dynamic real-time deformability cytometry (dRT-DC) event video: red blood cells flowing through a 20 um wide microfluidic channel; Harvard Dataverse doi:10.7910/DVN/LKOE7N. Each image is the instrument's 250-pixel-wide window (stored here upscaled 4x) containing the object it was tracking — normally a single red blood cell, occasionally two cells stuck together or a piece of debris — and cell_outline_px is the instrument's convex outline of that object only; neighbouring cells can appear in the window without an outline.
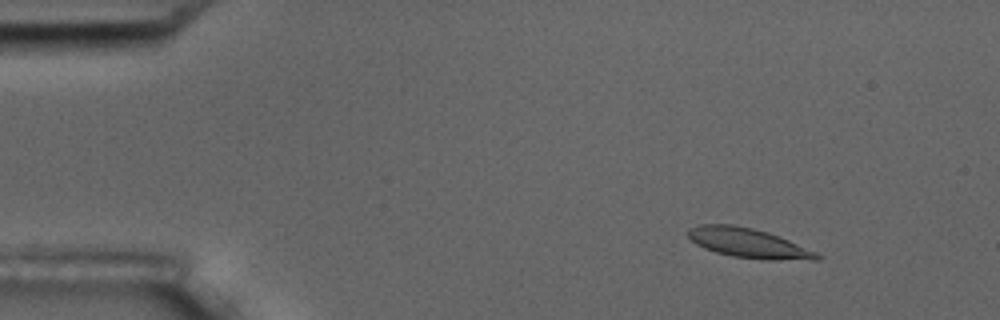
{"species": "common noctule bat (a hibernating species)", "species_latin": "Nyctalus noctula", "temperature_condition": "room temperature", "stored_images_in_passage": 4, "camera_frame_rate_fps": 3000, "um_per_image_px": 0.085, "animal": {"sex": "male", "body_mass_g": 17.5, "forearm_length_mm": 52.3}, "frame": {"image": 1, "passage_image": 2, "time_ms": 1.0, "image_size_px": [1000, 320], "cell_outline_px": [[824, 256], [820, 260], [764, 260], [732, 256], [716, 252], [704, 248], [696, 244], [688, 236], [688, 228], [700, 224], [732, 224], [752, 228], [768, 232], [788, 240], [816, 252]], "centroid_in_image_um": [63.63, 20.67], "position_along_channel_um": 21.4, "area_um2": 22.25}}
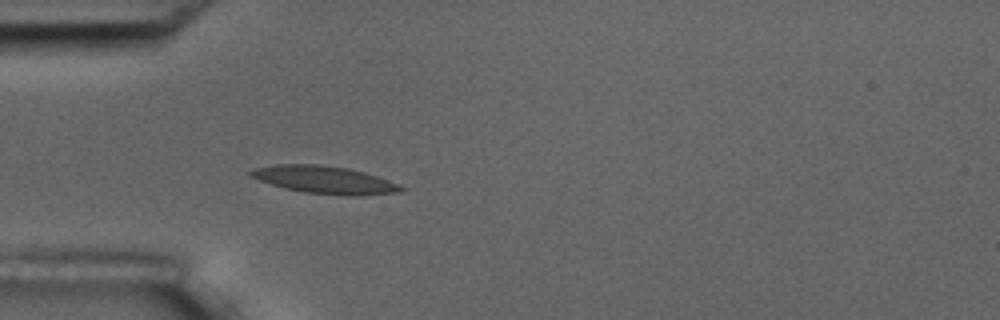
{"frame": {"image": 2, "passage_image": 4, "time_ms": 4.333, "image_size_px": [1000, 320], "cell_outline_px": [[404, 188], [396, 192], [304, 192], [284, 188], [248, 176], [248, 172], [252, 168], [276, 164], [320, 164], [348, 168], [364, 172], [400, 184]], "centroid_in_image_um": [27.39, 15.2], "position_along_channel_um": 57.6, "area_um2": 22.66}}